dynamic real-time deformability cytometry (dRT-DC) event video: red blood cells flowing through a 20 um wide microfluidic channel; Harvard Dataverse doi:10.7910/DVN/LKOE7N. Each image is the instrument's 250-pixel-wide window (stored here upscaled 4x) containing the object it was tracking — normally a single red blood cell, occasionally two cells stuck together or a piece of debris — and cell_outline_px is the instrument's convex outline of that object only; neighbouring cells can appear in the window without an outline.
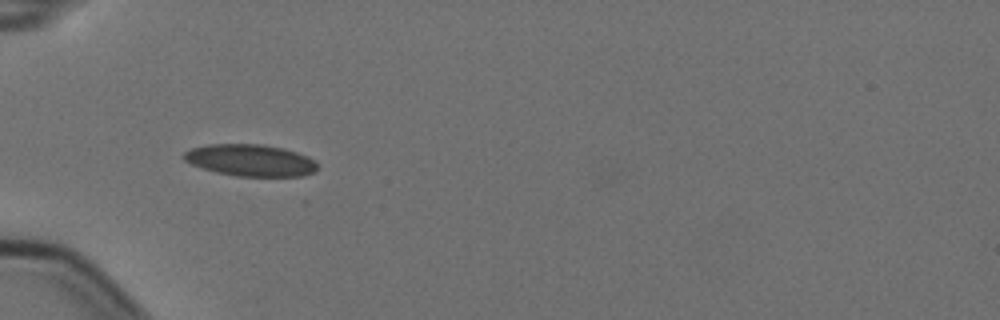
{"species": "Egyptian fruit bat (a non-hibernating species)", "species_latin": "Rousettus aegyptiacus", "temperature_condition": "cold", "stored_images_in_passage": 6, "camera_frame_rate_fps": 3000, "um_per_image_px": 0.085, "animal": {"sex": "female"}, "frame": {"image": 1, "passage_image": 5, "time_ms": 1.333, "image_size_px": [1000, 320], "cell_outline_px": [[316, 172], [304, 176], [236, 176], [216, 172], [192, 164], [184, 160], [180, 156], [184, 152], [192, 148], [208, 144], [264, 144], [284, 148], [308, 156], [316, 160]], "centroid_in_image_um": [21.3, 13.62], "position_along_channel_um": 63.7, "area_um2": 24.91}}
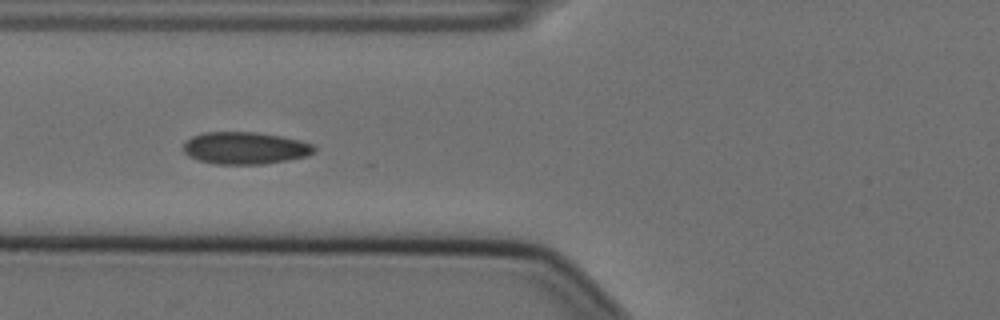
{"frame": {"image": 2, "passage_image": 6, "time_ms": 1.667, "image_size_px": [1000, 320], "cell_outline_px": [[316, 148], [308, 156], [288, 160], [264, 164], [216, 164], [196, 160], [188, 156], [184, 152], [184, 144], [192, 136], [204, 132], [256, 132], [280, 136], [300, 140], [312, 144]], "centroid_in_image_um": [20.82, 12.59], "position_along_channel_um": 105.0, "area_um2": 24.57}}